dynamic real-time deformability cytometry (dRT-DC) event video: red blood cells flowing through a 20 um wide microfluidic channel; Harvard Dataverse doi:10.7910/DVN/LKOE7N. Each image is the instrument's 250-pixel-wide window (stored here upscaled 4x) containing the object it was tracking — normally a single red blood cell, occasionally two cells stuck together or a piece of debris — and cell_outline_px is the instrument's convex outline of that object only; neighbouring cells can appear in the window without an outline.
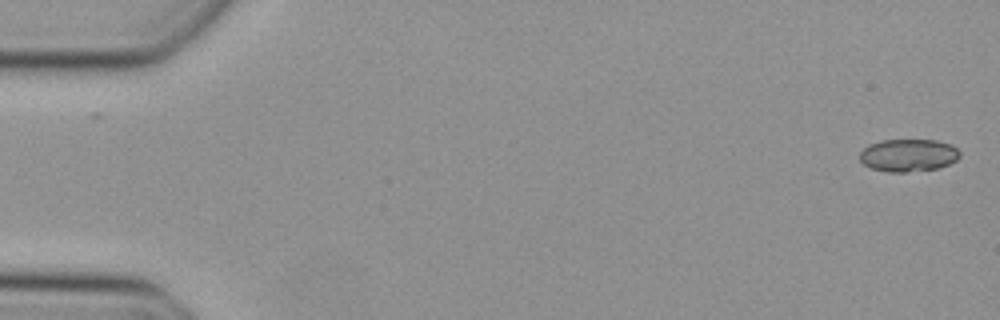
{"species": "Egyptian fruit bat (a non-hibernating species)", "species_latin": "Rousettus aegyptiacus", "temperature_condition": "cold", "stored_images_in_passage": 48, "camera_frame_rate_fps": 3000, "um_per_image_px": 0.085, "animal": {"sex": "female"}, "frame": {"image": 1, "passage_image": 1, "time_ms": 0.0, "image_size_px": [1000, 320], "cell_outline_px": [[960, 156], [956, 160], [948, 164], [936, 168], [908, 172], [888, 172], [872, 168], [864, 164], [860, 160], [860, 152], [868, 144], [880, 140], [936, 140], [952, 144], [960, 152]], "centroid_in_image_um": [77.2, 13.18], "position_along_channel_um": 7.8, "area_um2": 19.02}}
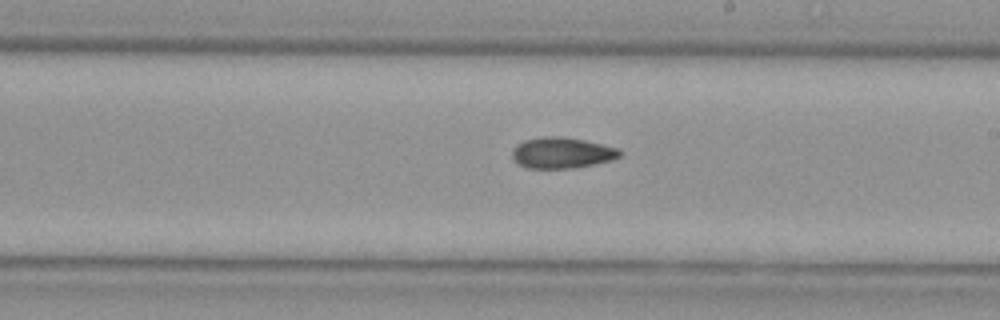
{"frame": {"image": 2, "passage_image": 28, "time_ms": 9.0, "image_size_px": [1000, 320], "cell_outline_px": [[620, 156], [612, 160], [596, 164], [576, 168], [524, 168], [516, 164], [512, 156], [512, 148], [516, 144], [524, 140], [544, 136], [564, 136], [584, 140], [620, 148]], "centroid_in_image_um": [47.73, 12.99], "position_along_channel_um": 241.3, "area_um2": 19.77}}
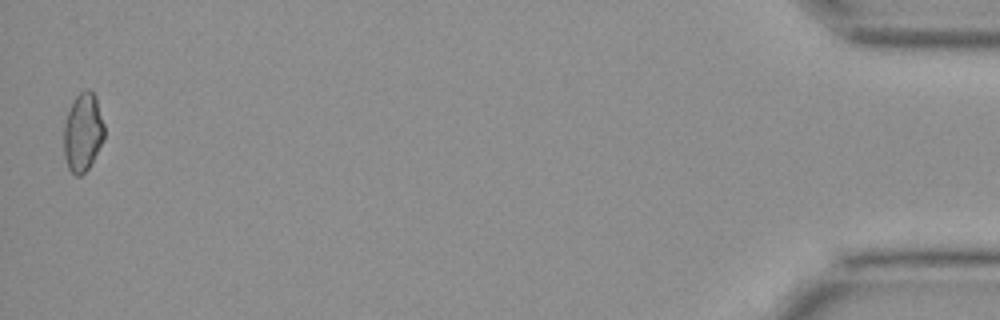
{"frame": {"image": 3, "passage_image": 48, "time_ms": 15.667, "image_size_px": [1000, 320], "cell_outline_px": [[104, 140], [92, 164], [80, 176], [76, 176], [68, 168], [64, 156], [64, 124], [68, 112], [76, 96], [80, 92], [88, 88], [96, 96], [104, 124]], "centroid_in_image_um": [7.06, 11.26], "position_along_channel_um": 428.1, "area_um2": 18.61}}